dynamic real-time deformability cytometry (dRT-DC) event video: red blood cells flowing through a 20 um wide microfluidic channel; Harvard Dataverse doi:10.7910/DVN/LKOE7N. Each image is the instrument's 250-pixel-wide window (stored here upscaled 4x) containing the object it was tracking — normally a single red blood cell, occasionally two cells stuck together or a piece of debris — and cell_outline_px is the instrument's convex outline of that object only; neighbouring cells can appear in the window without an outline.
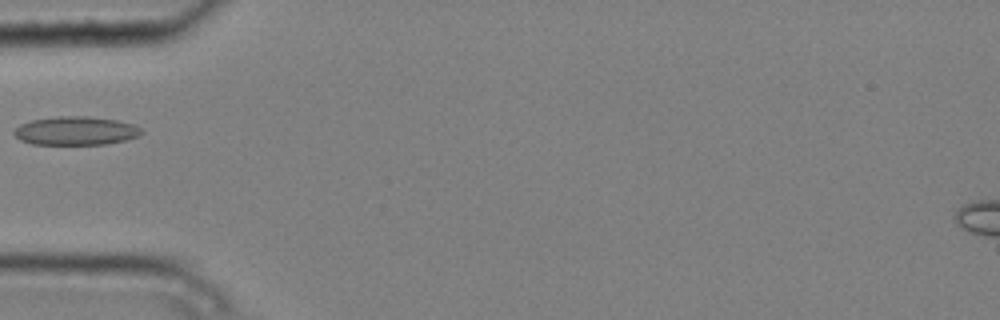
{"species": "common noctule bat (a hibernating species)", "species_latin": "Nyctalus noctula", "temperature_condition": "cold", "stored_images_in_passage": 4, "camera_frame_rate_fps": 3000, "um_per_image_px": 0.085, "animal": {"sex": "male", "body_mass_g": 20.4}, "frame": {"image": 1, "passage_image": 3, "time_ms": 0.667, "image_size_px": [1000, 320], "cell_outline_px": [[144, 132], [140, 136], [108, 144], [32, 144], [20, 140], [12, 132], [20, 124], [32, 120], [60, 116], [88, 116], [116, 120], [132, 124], [140, 128]], "centroid_in_image_um": [6.45, 11.12], "position_along_channel_um": 78.6, "area_um2": 21.15}}
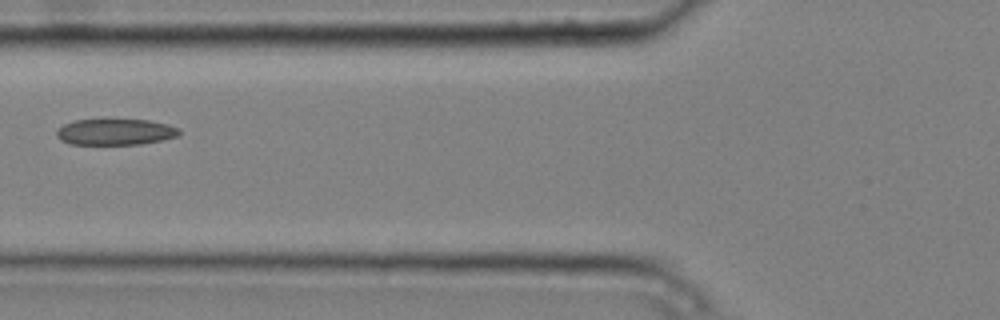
{"frame": {"image": 2, "passage_image": 4, "time_ms": 1.0, "image_size_px": [1000, 320], "cell_outline_px": [[180, 136], [164, 140], [140, 144], [72, 144], [60, 140], [56, 136], [56, 132], [64, 124], [76, 120], [148, 120], [168, 124], [180, 128]], "centroid_in_image_um": [9.86, 11.22], "position_along_channel_um": 115.9, "area_um2": 18.67}}